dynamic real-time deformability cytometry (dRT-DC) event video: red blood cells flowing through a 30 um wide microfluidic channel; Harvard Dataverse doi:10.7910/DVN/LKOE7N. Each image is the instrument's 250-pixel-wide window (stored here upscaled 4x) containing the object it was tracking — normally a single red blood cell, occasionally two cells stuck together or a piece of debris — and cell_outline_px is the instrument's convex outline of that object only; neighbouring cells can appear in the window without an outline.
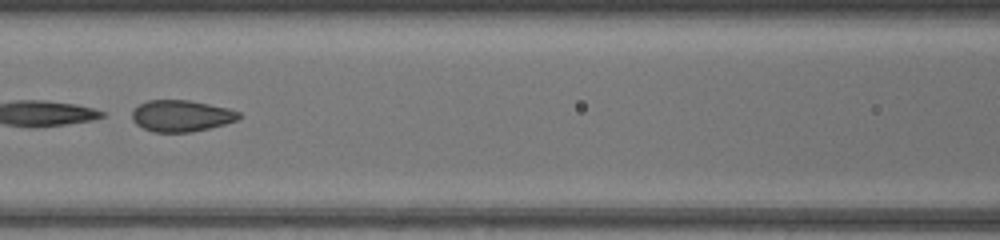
{"species": "common noctule bat (a hibernating species)", "species_latin": "Nyctalus noctula", "temperature_condition": "warm", "stored_images_in_passage": 32, "camera_frame_rate_fps": 3000, "um_per_image_px": 0.085, "animal": {"sex": "female", "body_mass_g": 17.0, "forearm_length_mm": 48.0}, "frame": {"image": 1, "passage_image": 10, "time_ms": 3.0, "image_size_px": [1000, 240], "cell_outline_px": [[240, 116], [236, 120], [224, 124], [192, 132], [152, 132], [136, 124], [132, 120], [132, 112], [140, 104], [148, 100], [188, 100], [228, 108], [240, 112]], "centroid_in_image_um": [15.39, 9.85], "position_along_channel_um": 151.2, "area_um2": 19.42}}